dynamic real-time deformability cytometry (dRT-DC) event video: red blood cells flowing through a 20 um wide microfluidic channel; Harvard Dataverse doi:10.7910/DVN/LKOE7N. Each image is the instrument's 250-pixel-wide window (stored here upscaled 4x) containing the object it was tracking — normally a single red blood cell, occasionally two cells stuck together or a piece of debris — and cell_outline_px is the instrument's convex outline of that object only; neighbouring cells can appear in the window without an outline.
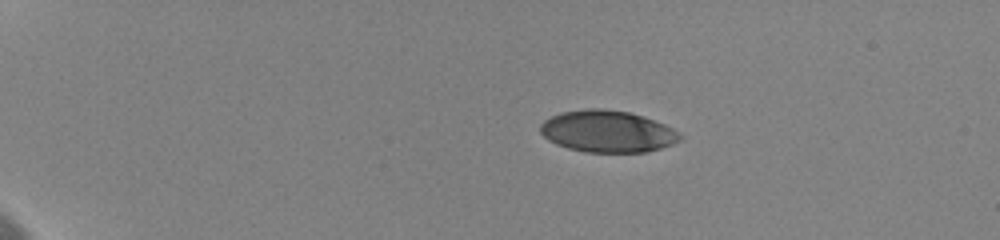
{"species": "human", "species_latin": "Homo sapiens", "temperature_condition": "cold", "stored_images_in_passage": 26, "camera_frame_rate_fps": 3000, "um_per_image_px": 0.085, "donor": {"sex": "female"}, "frame": {"image": 1, "passage_image": 1, "time_ms": 0.0, "image_size_px": [1000, 240], "cell_outline_px": [[684, 136], [680, 140], [672, 144], [648, 152], [584, 152], [568, 148], [556, 144], [548, 140], [540, 132], [540, 124], [544, 120], [560, 112], [592, 108], [600, 108], [628, 112], [644, 116], [664, 124], [680, 132]], "centroid_in_image_um": [51.64, 11.17], "position_along_channel_um": 33.4, "area_um2": 34.16}}
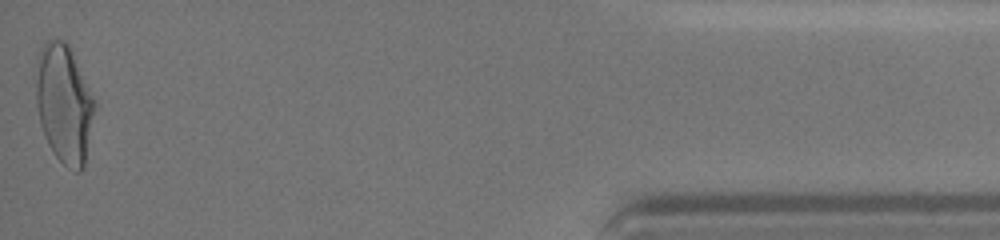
{"frame": {"image": 2, "passage_image": 26, "time_ms": 15.333, "image_size_px": [1000, 240], "cell_outline_px": [[96, 104], [84, 168], [80, 172], [76, 172], [68, 168], [52, 152], [48, 144], [40, 124], [36, 100], [36, 56], [44, 40], [64, 40], [68, 44]], "centroid_in_image_um": [5.43, 8.82], "position_along_channel_um": 429.8, "area_um2": 40.52}, "authors_computed_cell_mechanics": {"area_um2": 36.703, "velocity_mm_per_s": 3.5926, "shape_relaxation_time_tau1_ms": 4.2604, "shape_relaxation_time_tau2_ms": 1.171, "deformation_change_tau1": 0.1617, "deformation_change_tau2": 0.0519}}